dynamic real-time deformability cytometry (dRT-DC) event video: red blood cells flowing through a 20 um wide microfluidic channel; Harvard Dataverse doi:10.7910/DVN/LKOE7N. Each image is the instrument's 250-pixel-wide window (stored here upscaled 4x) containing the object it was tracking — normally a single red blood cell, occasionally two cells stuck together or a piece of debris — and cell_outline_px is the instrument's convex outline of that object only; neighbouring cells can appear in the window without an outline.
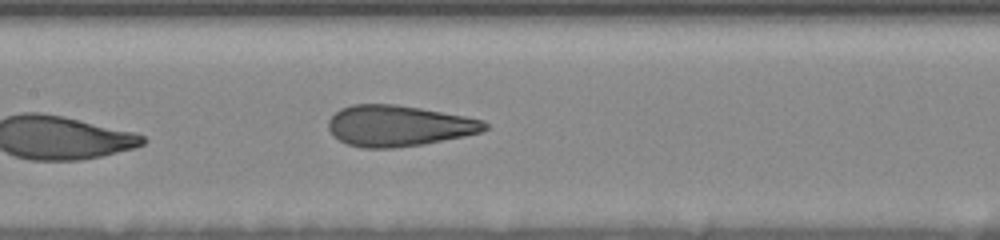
{"species": "human", "species_latin": "Homo sapiens", "temperature_condition": "room temperature", "stored_images_in_passage": 20, "camera_frame_rate_fps": 3000, "um_per_image_px": 0.085, "donor": {"sex": "female"}, "frame": {"image": 1, "passage_image": 20, "time_ms": 6.333, "image_size_px": [1000, 240], "cell_outline_px": [[488, 128], [484, 132], [424, 144], [392, 148], [364, 148], [348, 144], [340, 140], [328, 128], [328, 120], [340, 108], [352, 104], [396, 104], [420, 108], [464, 116], [484, 120], [488, 124]], "centroid_in_image_um": [33.91, 10.69], "position_along_channel_um": 173.5, "area_um2": 37.28}}